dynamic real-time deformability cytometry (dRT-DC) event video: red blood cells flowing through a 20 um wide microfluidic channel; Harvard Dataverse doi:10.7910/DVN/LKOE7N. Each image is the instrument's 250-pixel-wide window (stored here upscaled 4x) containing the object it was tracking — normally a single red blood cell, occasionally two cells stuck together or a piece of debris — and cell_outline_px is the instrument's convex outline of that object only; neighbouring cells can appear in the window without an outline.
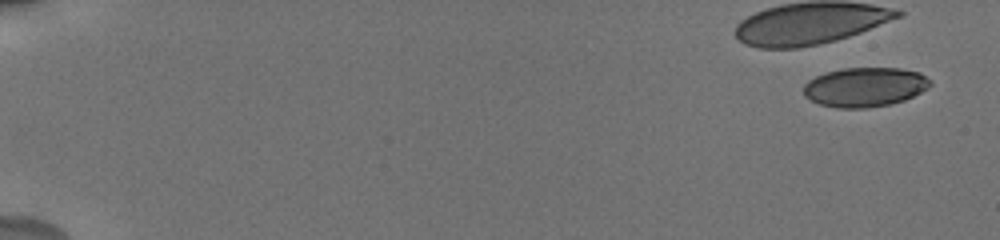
{"species": "human", "species_latin": "Homo sapiens", "temperature_condition": "cold", "stored_images_in_passage": 15, "camera_frame_rate_fps": 3000, "um_per_image_px": 0.085, "donor": {"sex": "male"}, "frame": {"image": 1, "passage_image": 1, "time_ms": 0.0, "image_size_px": [1000, 240], "cell_outline_px": [[932, 84], [928, 88], [904, 100], [888, 104], [868, 108], [836, 108], [820, 104], [804, 96], [804, 84], [808, 80], [816, 76], [828, 72], [844, 68], [900, 68], [920, 72], [932, 80]], "centroid_in_image_um": [73.53, 7.4], "position_along_channel_um": 11.5, "area_um2": 29.07}}